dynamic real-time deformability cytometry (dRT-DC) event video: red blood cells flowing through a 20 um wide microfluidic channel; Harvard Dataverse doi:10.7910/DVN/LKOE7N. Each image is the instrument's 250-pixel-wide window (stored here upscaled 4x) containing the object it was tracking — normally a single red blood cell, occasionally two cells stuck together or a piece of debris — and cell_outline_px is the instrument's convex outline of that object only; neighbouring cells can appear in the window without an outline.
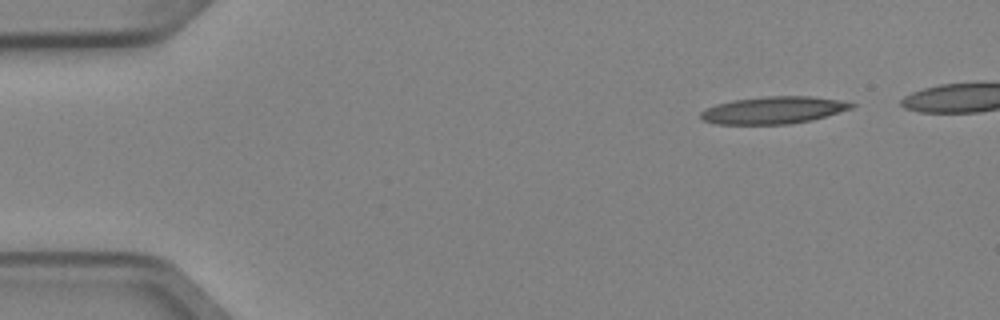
{"species": "Egyptian fruit bat (a non-hibernating species)", "species_latin": "Rousettus aegyptiacus", "temperature_condition": "cold", "stored_images_in_passage": 3, "camera_frame_rate_fps": 3000, "um_per_image_px": 0.085, "animal": {"sex": "female"}, "frame": {"image": 1, "passage_image": 1, "time_ms": 0.0, "image_size_px": [1000, 320], "cell_outline_px": [[856, 104], [852, 108], [812, 120], [788, 124], [716, 124], [700, 120], [700, 112], [716, 104], [732, 100], [764, 96], [808, 96], [840, 100]], "centroid_in_image_um": [65.7, 9.36], "position_along_channel_um": 19.3, "area_um2": 23.87}}